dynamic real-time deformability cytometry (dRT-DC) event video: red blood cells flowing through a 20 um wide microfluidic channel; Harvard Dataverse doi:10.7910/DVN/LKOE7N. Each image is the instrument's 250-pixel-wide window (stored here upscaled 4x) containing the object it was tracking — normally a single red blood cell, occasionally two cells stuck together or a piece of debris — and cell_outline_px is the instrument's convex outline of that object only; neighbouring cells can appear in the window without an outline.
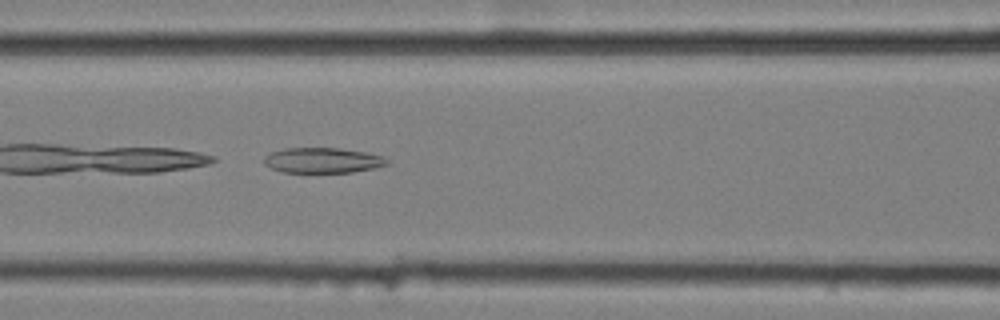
{"species": "common noctule bat (a hibernating species)", "species_latin": "Nyctalus noctula", "temperature_condition": "cold", "stored_images_in_passage": 6, "camera_frame_rate_fps": 3000, "um_per_image_px": 0.085, "animal": {"sex": "female", "body_mass_g": 25.1}, "frame": {"image": 1, "passage_image": 6, "time_ms": 1.667, "image_size_px": [1000, 320], "cell_outline_px": [[388, 164], [372, 168], [352, 172], [280, 172], [264, 164], [264, 156], [272, 152], [284, 148], [340, 148], [364, 152], [384, 156], [388, 160]], "centroid_in_image_um": [27.41, 13.62], "position_along_channel_um": 139.2, "area_um2": 18.03}}